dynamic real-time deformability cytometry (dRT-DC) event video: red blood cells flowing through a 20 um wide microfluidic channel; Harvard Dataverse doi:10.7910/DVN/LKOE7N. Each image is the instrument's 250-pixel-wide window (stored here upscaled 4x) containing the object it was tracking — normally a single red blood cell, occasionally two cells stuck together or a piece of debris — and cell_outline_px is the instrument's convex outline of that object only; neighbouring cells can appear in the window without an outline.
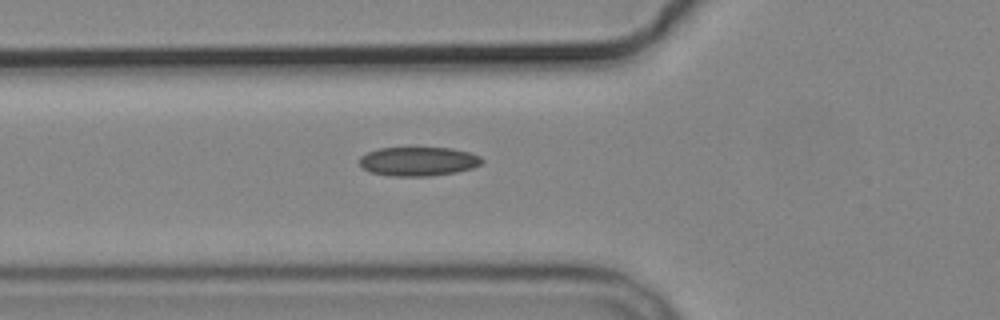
{"species": "common noctule bat (a hibernating species)", "species_latin": "Nyctalus noctula", "temperature_condition": "cold", "stored_images_in_passage": 3, "camera_frame_rate_fps": 3000, "um_per_image_px": 0.085, "animal": {"sex": "male", "body_mass_g": 19.2, "forearm_length_mm": 51.8}, "frame": {"image": 1, "passage_image": 3, "time_ms": 3.333, "image_size_px": [1000, 320], "cell_outline_px": [[484, 160], [480, 164], [472, 168], [456, 172], [428, 176], [392, 176], [372, 172], [364, 168], [360, 164], [360, 156], [368, 152], [380, 148], [452, 148], [468, 152], [480, 156]], "centroid_in_image_um": [35.57, 13.71], "position_along_channel_um": 90.2, "area_um2": 20.52}}